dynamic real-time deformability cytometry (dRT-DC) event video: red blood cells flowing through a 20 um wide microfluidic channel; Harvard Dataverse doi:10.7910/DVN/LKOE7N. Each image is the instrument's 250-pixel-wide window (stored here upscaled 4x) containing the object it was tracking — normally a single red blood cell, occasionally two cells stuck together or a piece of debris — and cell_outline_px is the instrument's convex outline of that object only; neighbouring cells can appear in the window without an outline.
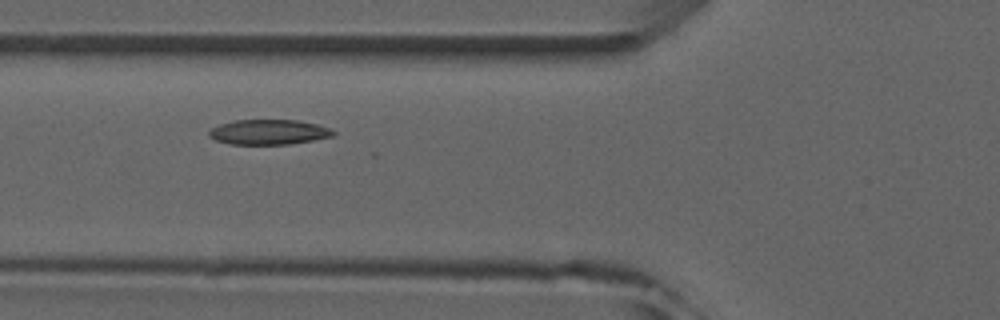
{"species": "common noctule bat (a hibernating species)", "species_latin": "Nyctalus noctula", "temperature_condition": "room temperature", "stored_images_in_passage": 4, "camera_frame_rate_fps": 3000, "um_per_image_px": 0.085, "animal": {"sex": "male", "forearm_length_mm": 52.5}, "frame": {"image": 1, "passage_image": 2, "time_ms": 1.0, "image_size_px": [1000, 320], "cell_outline_px": [[336, 132], [332, 136], [312, 140], [288, 144], [228, 144], [216, 140], [208, 136], [208, 132], [212, 128], [220, 124], [236, 120], [296, 120], [316, 124], [328, 128]], "centroid_in_image_um": [22.8, 11.22], "position_along_channel_um": 103.0, "area_um2": 17.92}}
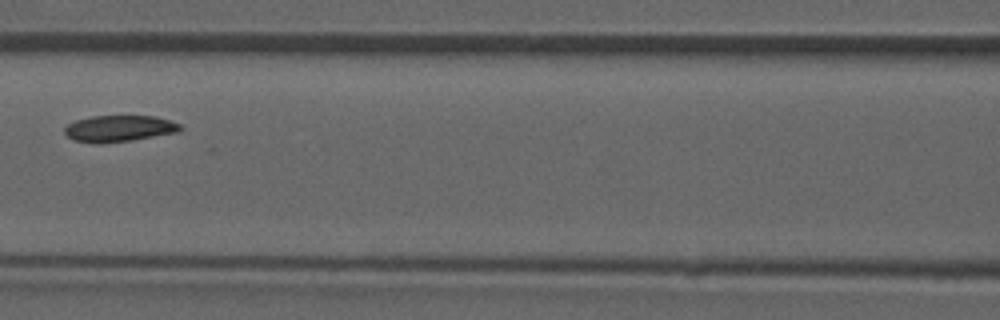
{"frame": {"image": 2, "passage_image": 3, "time_ms": 2.333, "image_size_px": [1000, 320], "cell_outline_px": [[184, 128], [176, 132], [132, 140], [100, 144], [96, 144], [76, 140], [68, 136], [64, 132], [64, 128], [68, 124], [76, 120], [92, 116], [156, 116], [180, 124]], "centroid_in_image_um": [10.12, 10.92], "position_along_channel_um": 156.5, "area_um2": 17.69}}